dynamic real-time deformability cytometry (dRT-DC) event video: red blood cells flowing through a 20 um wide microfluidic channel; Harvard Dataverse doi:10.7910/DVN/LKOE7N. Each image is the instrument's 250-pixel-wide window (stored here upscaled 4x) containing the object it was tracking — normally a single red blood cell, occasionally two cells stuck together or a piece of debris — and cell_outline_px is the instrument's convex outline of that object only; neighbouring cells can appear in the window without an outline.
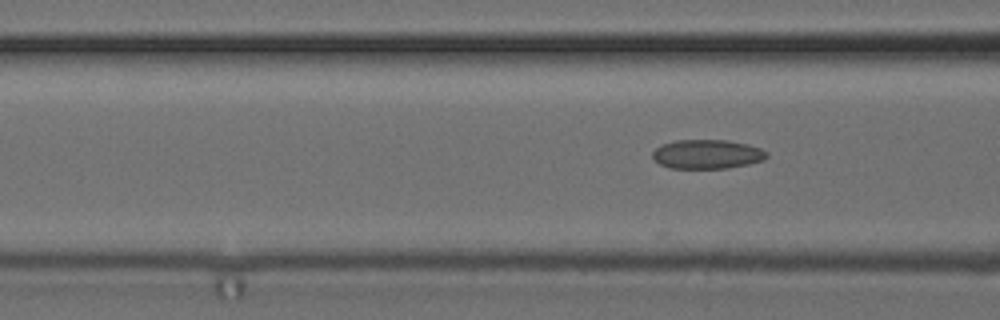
{"species": "common noctule bat (a hibernating species)", "species_latin": "Nyctalus noctula", "temperature_condition": "cold", "stored_images_in_passage": 9, "camera_frame_rate_fps": 3000, "um_per_image_px": 0.085, "animal": {"sex": "female", "body_mass_g": 24.6, "forearm_length_mm": 56.2}, "frame": {"image": 1, "passage_image": 4, "time_ms": 1.0, "image_size_px": [1000, 320], "cell_outline_px": [[768, 156], [764, 160], [748, 164], [728, 168], [668, 168], [652, 160], [652, 152], [660, 144], [676, 140], [728, 140], [748, 144], [760, 148], [768, 152]], "centroid_in_image_um": [60.08, 13.1], "position_along_channel_um": 106.5, "area_um2": 19.65}}
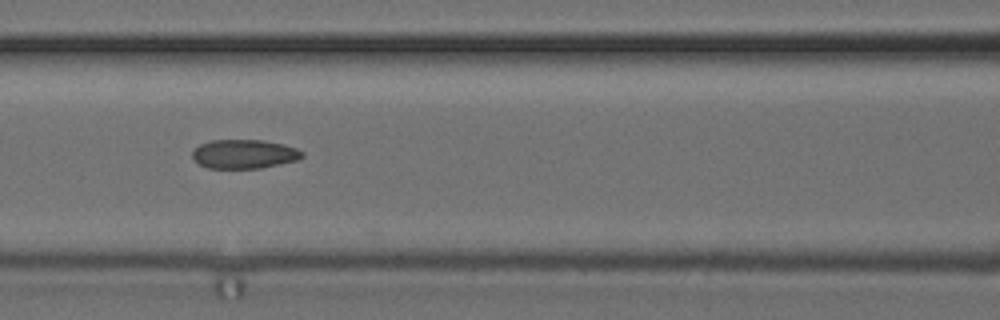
{"frame": {"image": 2, "passage_image": 7, "time_ms": 2.0, "image_size_px": [1000, 320], "cell_outline_px": [[304, 156], [296, 160], [280, 164], [260, 168], [208, 168], [192, 160], [192, 152], [200, 144], [212, 140], [264, 140], [284, 144], [296, 148], [304, 152]], "centroid_in_image_um": [20.75, 13.09], "position_along_channel_um": 145.8, "area_um2": 18.61}}